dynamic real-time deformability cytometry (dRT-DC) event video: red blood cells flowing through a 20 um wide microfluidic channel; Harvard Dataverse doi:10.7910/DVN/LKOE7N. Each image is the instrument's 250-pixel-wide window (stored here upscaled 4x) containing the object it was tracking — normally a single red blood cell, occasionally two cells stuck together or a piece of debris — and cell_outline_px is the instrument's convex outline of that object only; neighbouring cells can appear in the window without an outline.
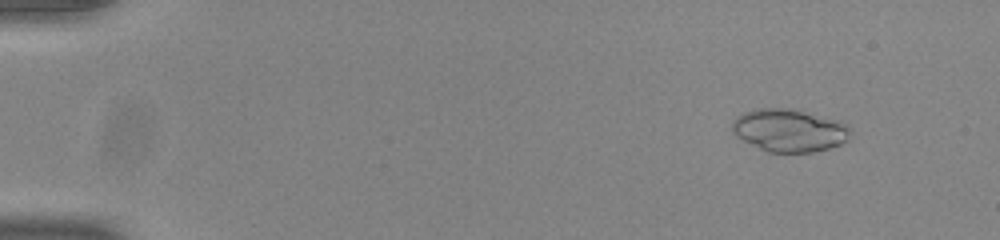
{"species": "common noctule bat (a hibernating species)", "species_latin": "Nyctalus noctula", "temperature_condition": "room temperature", "stored_images_in_passage": 18, "camera_frame_rate_fps": 3000, "um_per_image_px": 0.085, "animal": {"sex": "male", "body_mass_g": 20.0, "forearm_length_mm": 53.3}, "frame": {"image": 1, "passage_image": 6, "time_ms": 1.667, "image_size_px": [1000, 240], "cell_outline_px": [[852, 128], [848, 140], [840, 144], [828, 148], [812, 152], [768, 152], [740, 140], [732, 132], [732, 120], [736, 116], [744, 112], [756, 108], [792, 108], [840, 120], [848, 124]], "centroid_in_image_um": [67.09, 11.07], "position_along_channel_um": 17.9, "area_um2": 29.94}}